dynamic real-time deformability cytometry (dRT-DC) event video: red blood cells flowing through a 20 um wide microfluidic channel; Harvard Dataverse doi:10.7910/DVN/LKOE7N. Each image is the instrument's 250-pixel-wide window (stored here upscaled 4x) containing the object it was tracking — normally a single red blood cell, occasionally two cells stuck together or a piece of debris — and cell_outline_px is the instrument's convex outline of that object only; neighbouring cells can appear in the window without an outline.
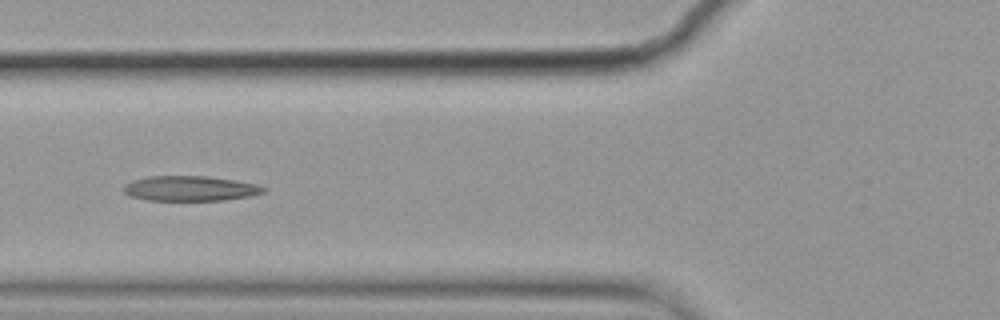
{"species": "common noctule bat (a hibernating species)", "species_latin": "Nyctalus noctula", "temperature_condition": "cold", "stored_images_in_passage": 6, "camera_frame_rate_fps": 3000, "um_per_image_px": 0.085, "animal": {"sex": "female", "body_mass_g": 19.9}, "frame": {"image": 1, "passage_image": 6, "time_ms": 1.667, "image_size_px": [1000, 320], "cell_outline_px": [[268, 188], [264, 192], [252, 196], [224, 200], [148, 200], [128, 196], [124, 192], [124, 184], [132, 180], [148, 176], [208, 176], [260, 184]], "centroid_in_image_um": [16.19, 16.01], "position_along_channel_um": 109.6, "area_um2": 20.63}}